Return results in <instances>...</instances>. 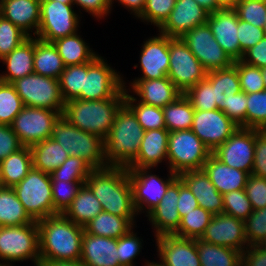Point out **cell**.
Returning a JSON list of instances; mask_svg holds the SVG:
<instances>
[{
    "label": "cell",
    "mask_w": 266,
    "mask_h": 266,
    "mask_svg": "<svg viewBox=\"0 0 266 266\" xmlns=\"http://www.w3.org/2000/svg\"><path fill=\"white\" fill-rule=\"evenodd\" d=\"M266 253V239H264L260 244L257 245Z\"/></svg>",
    "instance_id": "cell-70"
},
{
    "label": "cell",
    "mask_w": 266,
    "mask_h": 266,
    "mask_svg": "<svg viewBox=\"0 0 266 266\" xmlns=\"http://www.w3.org/2000/svg\"><path fill=\"white\" fill-rule=\"evenodd\" d=\"M261 72L263 75V81H264V85H265V89H266V67L265 68H261Z\"/></svg>",
    "instance_id": "cell-71"
},
{
    "label": "cell",
    "mask_w": 266,
    "mask_h": 266,
    "mask_svg": "<svg viewBox=\"0 0 266 266\" xmlns=\"http://www.w3.org/2000/svg\"><path fill=\"white\" fill-rule=\"evenodd\" d=\"M23 107L22 99L14 86L0 81V124L11 125Z\"/></svg>",
    "instance_id": "cell-45"
},
{
    "label": "cell",
    "mask_w": 266,
    "mask_h": 266,
    "mask_svg": "<svg viewBox=\"0 0 266 266\" xmlns=\"http://www.w3.org/2000/svg\"><path fill=\"white\" fill-rule=\"evenodd\" d=\"M73 5L54 0H41L40 24L36 38L52 43L59 38L77 33L81 20Z\"/></svg>",
    "instance_id": "cell-12"
},
{
    "label": "cell",
    "mask_w": 266,
    "mask_h": 266,
    "mask_svg": "<svg viewBox=\"0 0 266 266\" xmlns=\"http://www.w3.org/2000/svg\"><path fill=\"white\" fill-rule=\"evenodd\" d=\"M215 40L233 60H241L243 53L238 39V16L234 9H219L209 13L207 22Z\"/></svg>",
    "instance_id": "cell-22"
},
{
    "label": "cell",
    "mask_w": 266,
    "mask_h": 266,
    "mask_svg": "<svg viewBox=\"0 0 266 266\" xmlns=\"http://www.w3.org/2000/svg\"><path fill=\"white\" fill-rule=\"evenodd\" d=\"M5 65L4 73L0 74V81L12 83L13 81L34 73V36L29 37L21 45L16 47L0 62Z\"/></svg>",
    "instance_id": "cell-30"
},
{
    "label": "cell",
    "mask_w": 266,
    "mask_h": 266,
    "mask_svg": "<svg viewBox=\"0 0 266 266\" xmlns=\"http://www.w3.org/2000/svg\"><path fill=\"white\" fill-rule=\"evenodd\" d=\"M181 38L207 72L229 68L234 64L215 40L207 23L190 29Z\"/></svg>",
    "instance_id": "cell-15"
},
{
    "label": "cell",
    "mask_w": 266,
    "mask_h": 266,
    "mask_svg": "<svg viewBox=\"0 0 266 266\" xmlns=\"http://www.w3.org/2000/svg\"><path fill=\"white\" fill-rule=\"evenodd\" d=\"M129 87L136 94L137 101L163 108L175 101L183 93L173 84L168 76L159 79L134 80Z\"/></svg>",
    "instance_id": "cell-24"
},
{
    "label": "cell",
    "mask_w": 266,
    "mask_h": 266,
    "mask_svg": "<svg viewBox=\"0 0 266 266\" xmlns=\"http://www.w3.org/2000/svg\"><path fill=\"white\" fill-rule=\"evenodd\" d=\"M144 132L133 111L124 103L104 140L106 165L127 167L138 155Z\"/></svg>",
    "instance_id": "cell-3"
},
{
    "label": "cell",
    "mask_w": 266,
    "mask_h": 266,
    "mask_svg": "<svg viewBox=\"0 0 266 266\" xmlns=\"http://www.w3.org/2000/svg\"><path fill=\"white\" fill-rule=\"evenodd\" d=\"M85 184L100 201L103 211L127 218L135 225L137 213L126 167L94 169Z\"/></svg>",
    "instance_id": "cell-1"
},
{
    "label": "cell",
    "mask_w": 266,
    "mask_h": 266,
    "mask_svg": "<svg viewBox=\"0 0 266 266\" xmlns=\"http://www.w3.org/2000/svg\"><path fill=\"white\" fill-rule=\"evenodd\" d=\"M126 83L119 72L97 55L91 62L84 63V89L80 100L125 98Z\"/></svg>",
    "instance_id": "cell-9"
},
{
    "label": "cell",
    "mask_w": 266,
    "mask_h": 266,
    "mask_svg": "<svg viewBox=\"0 0 266 266\" xmlns=\"http://www.w3.org/2000/svg\"><path fill=\"white\" fill-rule=\"evenodd\" d=\"M201 266H241V252L196 239Z\"/></svg>",
    "instance_id": "cell-39"
},
{
    "label": "cell",
    "mask_w": 266,
    "mask_h": 266,
    "mask_svg": "<svg viewBox=\"0 0 266 266\" xmlns=\"http://www.w3.org/2000/svg\"><path fill=\"white\" fill-rule=\"evenodd\" d=\"M34 220L18 200L13 187H0V227L21 226L33 223Z\"/></svg>",
    "instance_id": "cell-38"
},
{
    "label": "cell",
    "mask_w": 266,
    "mask_h": 266,
    "mask_svg": "<svg viewBox=\"0 0 266 266\" xmlns=\"http://www.w3.org/2000/svg\"><path fill=\"white\" fill-rule=\"evenodd\" d=\"M65 66L91 62L97 55L78 32L52 42Z\"/></svg>",
    "instance_id": "cell-36"
},
{
    "label": "cell",
    "mask_w": 266,
    "mask_h": 266,
    "mask_svg": "<svg viewBox=\"0 0 266 266\" xmlns=\"http://www.w3.org/2000/svg\"><path fill=\"white\" fill-rule=\"evenodd\" d=\"M94 169L83 159L69 156L61 166L50 173L51 180L85 182Z\"/></svg>",
    "instance_id": "cell-44"
},
{
    "label": "cell",
    "mask_w": 266,
    "mask_h": 266,
    "mask_svg": "<svg viewBox=\"0 0 266 266\" xmlns=\"http://www.w3.org/2000/svg\"><path fill=\"white\" fill-rule=\"evenodd\" d=\"M134 227L135 225L127 218L102 211L84 225V231L92 235L118 239Z\"/></svg>",
    "instance_id": "cell-37"
},
{
    "label": "cell",
    "mask_w": 266,
    "mask_h": 266,
    "mask_svg": "<svg viewBox=\"0 0 266 266\" xmlns=\"http://www.w3.org/2000/svg\"><path fill=\"white\" fill-rule=\"evenodd\" d=\"M114 1H118L123 7L125 6L124 8L131 11V14L133 13L137 19L142 14L146 4V0H110L111 6H113Z\"/></svg>",
    "instance_id": "cell-65"
},
{
    "label": "cell",
    "mask_w": 266,
    "mask_h": 266,
    "mask_svg": "<svg viewBox=\"0 0 266 266\" xmlns=\"http://www.w3.org/2000/svg\"><path fill=\"white\" fill-rule=\"evenodd\" d=\"M28 38L27 34L0 15V60Z\"/></svg>",
    "instance_id": "cell-48"
},
{
    "label": "cell",
    "mask_w": 266,
    "mask_h": 266,
    "mask_svg": "<svg viewBox=\"0 0 266 266\" xmlns=\"http://www.w3.org/2000/svg\"><path fill=\"white\" fill-rule=\"evenodd\" d=\"M200 239L240 252L249 246L244 221L226 213L214 215Z\"/></svg>",
    "instance_id": "cell-18"
},
{
    "label": "cell",
    "mask_w": 266,
    "mask_h": 266,
    "mask_svg": "<svg viewBox=\"0 0 266 266\" xmlns=\"http://www.w3.org/2000/svg\"><path fill=\"white\" fill-rule=\"evenodd\" d=\"M136 234L132 228L126 235L117 239V253L121 266H135L134 260L143 247V240Z\"/></svg>",
    "instance_id": "cell-53"
},
{
    "label": "cell",
    "mask_w": 266,
    "mask_h": 266,
    "mask_svg": "<svg viewBox=\"0 0 266 266\" xmlns=\"http://www.w3.org/2000/svg\"><path fill=\"white\" fill-rule=\"evenodd\" d=\"M249 246H257L266 239V207L253 212L244 221Z\"/></svg>",
    "instance_id": "cell-55"
},
{
    "label": "cell",
    "mask_w": 266,
    "mask_h": 266,
    "mask_svg": "<svg viewBox=\"0 0 266 266\" xmlns=\"http://www.w3.org/2000/svg\"><path fill=\"white\" fill-rule=\"evenodd\" d=\"M60 116L58 111L24 106L10 126L23 146L32 147L51 137Z\"/></svg>",
    "instance_id": "cell-14"
},
{
    "label": "cell",
    "mask_w": 266,
    "mask_h": 266,
    "mask_svg": "<svg viewBox=\"0 0 266 266\" xmlns=\"http://www.w3.org/2000/svg\"><path fill=\"white\" fill-rule=\"evenodd\" d=\"M27 107H38L58 111L63 115L65 102L59 80L36 73L19 78L11 83Z\"/></svg>",
    "instance_id": "cell-10"
},
{
    "label": "cell",
    "mask_w": 266,
    "mask_h": 266,
    "mask_svg": "<svg viewBox=\"0 0 266 266\" xmlns=\"http://www.w3.org/2000/svg\"><path fill=\"white\" fill-rule=\"evenodd\" d=\"M22 147L11 126L0 124V162Z\"/></svg>",
    "instance_id": "cell-60"
},
{
    "label": "cell",
    "mask_w": 266,
    "mask_h": 266,
    "mask_svg": "<svg viewBox=\"0 0 266 266\" xmlns=\"http://www.w3.org/2000/svg\"><path fill=\"white\" fill-rule=\"evenodd\" d=\"M246 93L240 91L229 100V107H225L224 113L239 127L246 128Z\"/></svg>",
    "instance_id": "cell-58"
},
{
    "label": "cell",
    "mask_w": 266,
    "mask_h": 266,
    "mask_svg": "<svg viewBox=\"0 0 266 266\" xmlns=\"http://www.w3.org/2000/svg\"><path fill=\"white\" fill-rule=\"evenodd\" d=\"M240 80L241 91L254 93L265 90L261 68L248 65L241 60L234 61Z\"/></svg>",
    "instance_id": "cell-52"
},
{
    "label": "cell",
    "mask_w": 266,
    "mask_h": 266,
    "mask_svg": "<svg viewBox=\"0 0 266 266\" xmlns=\"http://www.w3.org/2000/svg\"><path fill=\"white\" fill-rule=\"evenodd\" d=\"M168 78L184 94L207 76V71L182 38L169 37Z\"/></svg>",
    "instance_id": "cell-13"
},
{
    "label": "cell",
    "mask_w": 266,
    "mask_h": 266,
    "mask_svg": "<svg viewBox=\"0 0 266 266\" xmlns=\"http://www.w3.org/2000/svg\"><path fill=\"white\" fill-rule=\"evenodd\" d=\"M40 3L41 0H0V15L29 37H36L40 24Z\"/></svg>",
    "instance_id": "cell-25"
},
{
    "label": "cell",
    "mask_w": 266,
    "mask_h": 266,
    "mask_svg": "<svg viewBox=\"0 0 266 266\" xmlns=\"http://www.w3.org/2000/svg\"><path fill=\"white\" fill-rule=\"evenodd\" d=\"M85 182H67L63 180H51L52 201L54 210L58 214H63L71 205L79 189Z\"/></svg>",
    "instance_id": "cell-47"
},
{
    "label": "cell",
    "mask_w": 266,
    "mask_h": 266,
    "mask_svg": "<svg viewBox=\"0 0 266 266\" xmlns=\"http://www.w3.org/2000/svg\"><path fill=\"white\" fill-rule=\"evenodd\" d=\"M222 198L223 213L245 221L253 212L251 202L246 195L245 189L225 193L222 195Z\"/></svg>",
    "instance_id": "cell-50"
},
{
    "label": "cell",
    "mask_w": 266,
    "mask_h": 266,
    "mask_svg": "<svg viewBox=\"0 0 266 266\" xmlns=\"http://www.w3.org/2000/svg\"><path fill=\"white\" fill-rule=\"evenodd\" d=\"M241 61L254 67L265 68L266 67V37L260 40L255 46L248 49L244 53Z\"/></svg>",
    "instance_id": "cell-62"
},
{
    "label": "cell",
    "mask_w": 266,
    "mask_h": 266,
    "mask_svg": "<svg viewBox=\"0 0 266 266\" xmlns=\"http://www.w3.org/2000/svg\"><path fill=\"white\" fill-rule=\"evenodd\" d=\"M34 73L59 79L65 65L53 43L34 37Z\"/></svg>",
    "instance_id": "cell-34"
},
{
    "label": "cell",
    "mask_w": 266,
    "mask_h": 266,
    "mask_svg": "<svg viewBox=\"0 0 266 266\" xmlns=\"http://www.w3.org/2000/svg\"><path fill=\"white\" fill-rule=\"evenodd\" d=\"M125 87V104L133 111L144 131L166 129L162 108L137 102L135 95H130Z\"/></svg>",
    "instance_id": "cell-41"
},
{
    "label": "cell",
    "mask_w": 266,
    "mask_h": 266,
    "mask_svg": "<svg viewBox=\"0 0 266 266\" xmlns=\"http://www.w3.org/2000/svg\"><path fill=\"white\" fill-rule=\"evenodd\" d=\"M176 2L177 0H146L144 10L138 18L159 28L170 15Z\"/></svg>",
    "instance_id": "cell-54"
},
{
    "label": "cell",
    "mask_w": 266,
    "mask_h": 266,
    "mask_svg": "<svg viewBox=\"0 0 266 266\" xmlns=\"http://www.w3.org/2000/svg\"><path fill=\"white\" fill-rule=\"evenodd\" d=\"M251 174L266 178V130L255 129V151Z\"/></svg>",
    "instance_id": "cell-59"
},
{
    "label": "cell",
    "mask_w": 266,
    "mask_h": 266,
    "mask_svg": "<svg viewBox=\"0 0 266 266\" xmlns=\"http://www.w3.org/2000/svg\"><path fill=\"white\" fill-rule=\"evenodd\" d=\"M169 131L153 129L144 132L137 157L126 168H153L167 161Z\"/></svg>",
    "instance_id": "cell-28"
},
{
    "label": "cell",
    "mask_w": 266,
    "mask_h": 266,
    "mask_svg": "<svg viewBox=\"0 0 266 266\" xmlns=\"http://www.w3.org/2000/svg\"><path fill=\"white\" fill-rule=\"evenodd\" d=\"M140 70L142 76L135 80L159 79L168 76L169 36L159 34L148 38L142 45Z\"/></svg>",
    "instance_id": "cell-20"
},
{
    "label": "cell",
    "mask_w": 266,
    "mask_h": 266,
    "mask_svg": "<svg viewBox=\"0 0 266 266\" xmlns=\"http://www.w3.org/2000/svg\"><path fill=\"white\" fill-rule=\"evenodd\" d=\"M178 177L197 198L199 207L213 215L223 213L222 194L216 190L203 169L184 171Z\"/></svg>",
    "instance_id": "cell-26"
},
{
    "label": "cell",
    "mask_w": 266,
    "mask_h": 266,
    "mask_svg": "<svg viewBox=\"0 0 266 266\" xmlns=\"http://www.w3.org/2000/svg\"><path fill=\"white\" fill-rule=\"evenodd\" d=\"M30 147L23 146L0 162V177L4 187H14L21 182L32 169Z\"/></svg>",
    "instance_id": "cell-32"
},
{
    "label": "cell",
    "mask_w": 266,
    "mask_h": 266,
    "mask_svg": "<svg viewBox=\"0 0 266 266\" xmlns=\"http://www.w3.org/2000/svg\"><path fill=\"white\" fill-rule=\"evenodd\" d=\"M206 79L213 86L214 102L218 109L224 112L225 107H229L232 96L241 91L237 68L232 65L229 68L207 72Z\"/></svg>",
    "instance_id": "cell-31"
},
{
    "label": "cell",
    "mask_w": 266,
    "mask_h": 266,
    "mask_svg": "<svg viewBox=\"0 0 266 266\" xmlns=\"http://www.w3.org/2000/svg\"><path fill=\"white\" fill-rule=\"evenodd\" d=\"M238 39L240 49L244 54L265 37L263 28L256 27L248 22L238 19Z\"/></svg>",
    "instance_id": "cell-57"
},
{
    "label": "cell",
    "mask_w": 266,
    "mask_h": 266,
    "mask_svg": "<svg viewBox=\"0 0 266 266\" xmlns=\"http://www.w3.org/2000/svg\"><path fill=\"white\" fill-rule=\"evenodd\" d=\"M33 168L52 173L69 157L61 145L51 137L30 147Z\"/></svg>",
    "instance_id": "cell-35"
},
{
    "label": "cell",
    "mask_w": 266,
    "mask_h": 266,
    "mask_svg": "<svg viewBox=\"0 0 266 266\" xmlns=\"http://www.w3.org/2000/svg\"><path fill=\"white\" fill-rule=\"evenodd\" d=\"M51 138L69 154L83 159L93 169L108 167L104 158V140L72 125L62 115L54 123Z\"/></svg>",
    "instance_id": "cell-5"
},
{
    "label": "cell",
    "mask_w": 266,
    "mask_h": 266,
    "mask_svg": "<svg viewBox=\"0 0 266 266\" xmlns=\"http://www.w3.org/2000/svg\"><path fill=\"white\" fill-rule=\"evenodd\" d=\"M211 154L191 129L169 133L166 163L173 173L203 169Z\"/></svg>",
    "instance_id": "cell-7"
},
{
    "label": "cell",
    "mask_w": 266,
    "mask_h": 266,
    "mask_svg": "<svg viewBox=\"0 0 266 266\" xmlns=\"http://www.w3.org/2000/svg\"><path fill=\"white\" fill-rule=\"evenodd\" d=\"M246 96V128L266 130V89Z\"/></svg>",
    "instance_id": "cell-46"
},
{
    "label": "cell",
    "mask_w": 266,
    "mask_h": 266,
    "mask_svg": "<svg viewBox=\"0 0 266 266\" xmlns=\"http://www.w3.org/2000/svg\"><path fill=\"white\" fill-rule=\"evenodd\" d=\"M0 266L32 260L39 266V230L37 221L21 226L0 227ZM4 261V262H3Z\"/></svg>",
    "instance_id": "cell-6"
},
{
    "label": "cell",
    "mask_w": 266,
    "mask_h": 266,
    "mask_svg": "<svg viewBox=\"0 0 266 266\" xmlns=\"http://www.w3.org/2000/svg\"><path fill=\"white\" fill-rule=\"evenodd\" d=\"M220 9H234L240 0H215Z\"/></svg>",
    "instance_id": "cell-68"
},
{
    "label": "cell",
    "mask_w": 266,
    "mask_h": 266,
    "mask_svg": "<svg viewBox=\"0 0 266 266\" xmlns=\"http://www.w3.org/2000/svg\"><path fill=\"white\" fill-rule=\"evenodd\" d=\"M102 211L100 201L94 196L90 188L83 184L63 215L73 223L84 227Z\"/></svg>",
    "instance_id": "cell-33"
},
{
    "label": "cell",
    "mask_w": 266,
    "mask_h": 266,
    "mask_svg": "<svg viewBox=\"0 0 266 266\" xmlns=\"http://www.w3.org/2000/svg\"><path fill=\"white\" fill-rule=\"evenodd\" d=\"M238 19L256 27L264 28L266 20V0H240L234 8Z\"/></svg>",
    "instance_id": "cell-51"
},
{
    "label": "cell",
    "mask_w": 266,
    "mask_h": 266,
    "mask_svg": "<svg viewBox=\"0 0 266 266\" xmlns=\"http://www.w3.org/2000/svg\"><path fill=\"white\" fill-rule=\"evenodd\" d=\"M213 216L211 212L197 207L181 218L180 226L173 235L181 238L199 239Z\"/></svg>",
    "instance_id": "cell-42"
},
{
    "label": "cell",
    "mask_w": 266,
    "mask_h": 266,
    "mask_svg": "<svg viewBox=\"0 0 266 266\" xmlns=\"http://www.w3.org/2000/svg\"><path fill=\"white\" fill-rule=\"evenodd\" d=\"M208 16L209 12L195 0H177L170 15L158 30L170 38H181L190 29L206 24Z\"/></svg>",
    "instance_id": "cell-19"
},
{
    "label": "cell",
    "mask_w": 266,
    "mask_h": 266,
    "mask_svg": "<svg viewBox=\"0 0 266 266\" xmlns=\"http://www.w3.org/2000/svg\"><path fill=\"white\" fill-rule=\"evenodd\" d=\"M54 1H59L62 4H73V0H54Z\"/></svg>",
    "instance_id": "cell-72"
},
{
    "label": "cell",
    "mask_w": 266,
    "mask_h": 266,
    "mask_svg": "<svg viewBox=\"0 0 266 266\" xmlns=\"http://www.w3.org/2000/svg\"><path fill=\"white\" fill-rule=\"evenodd\" d=\"M199 207L197 198L189 190L188 186L179 178V198L177 209L180 218Z\"/></svg>",
    "instance_id": "cell-63"
},
{
    "label": "cell",
    "mask_w": 266,
    "mask_h": 266,
    "mask_svg": "<svg viewBox=\"0 0 266 266\" xmlns=\"http://www.w3.org/2000/svg\"><path fill=\"white\" fill-rule=\"evenodd\" d=\"M58 80L65 103L80 99V93L84 89V64L65 66Z\"/></svg>",
    "instance_id": "cell-43"
},
{
    "label": "cell",
    "mask_w": 266,
    "mask_h": 266,
    "mask_svg": "<svg viewBox=\"0 0 266 266\" xmlns=\"http://www.w3.org/2000/svg\"><path fill=\"white\" fill-rule=\"evenodd\" d=\"M227 115L219 110H195L191 130L199 137L205 146L215 151L238 128Z\"/></svg>",
    "instance_id": "cell-17"
},
{
    "label": "cell",
    "mask_w": 266,
    "mask_h": 266,
    "mask_svg": "<svg viewBox=\"0 0 266 266\" xmlns=\"http://www.w3.org/2000/svg\"><path fill=\"white\" fill-rule=\"evenodd\" d=\"M245 192L253 210L266 207V178L250 174L246 181Z\"/></svg>",
    "instance_id": "cell-56"
},
{
    "label": "cell",
    "mask_w": 266,
    "mask_h": 266,
    "mask_svg": "<svg viewBox=\"0 0 266 266\" xmlns=\"http://www.w3.org/2000/svg\"><path fill=\"white\" fill-rule=\"evenodd\" d=\"M241 266H266V253L258 246H248L241 252Z\"/></svg>",
    "instance_id": "cell-64"
},
{
    "label": "cell",
    "mask_w": 266,
    "mask_h": 266,
    "mask_svg": "<svg viewBox=\"0 0 266 266\" xmlns=\"http://www.w3.org/2000/svg\"><path fill=\"white\" fill-rule=\"evenodd\" d=\"M152 168H127L136 213L148 215L159 205L168 187L178 178L169 170L168 179L152 174ZM145 210V211H143ZM143 211V212H142Z\"/></svg>",
    "instance_id": "cell-11"
},
{
    "label": "cell",
    "mask_w": 266,
    "mask_h": 266,
    "mask_svg": "<svg viewBox=\"0 0 266 266\" xmlns=\"http://www.w3.org/2000/svg\"><path fill=\"white\" fill-rule=\"evenodd\" d=\"M124 103L125 98L73 99L65 103L62 116L78 129L95 134L105 140L114 123L117 111Z\"/></svg>",
    "instance_id": "cell-4"
},
{
    "label": "cell",
    "mask_w": 266,
    "mask_h": 266,
    "mask_svg": "<svg viewBox=\"0 0 266 266\" xmlns=\"http://www.w3.org/2000/svg\"><path fill=\"white\" fill-rule=\"evenodd\" d=\"M201 7L209 13L215 12L220 8L216 5L215 0H195Z\"/></svg>",
    "instance_id": "cell-67"
},
{
    "label": "cell",
    "mask_w": 266,
    "mask_h": 266,
    "mask_svg": "<svg viewBox=\"0 0 266 266\" xmlns=\"http://www.w3.org/2000/svg\"><path fill=\"white\" fill-rule=\"evenodd\" d=\"M40 261H76L81 257L84 227L63 214L37 221Z\"/></svg>",
    "instance_id": "cell-2"
},
{
    "label": "cell",
    "mask_w": 266,
    "mask_h": 266,
    "mask_svg": "<svg viewBox=\"0 0 266 266\" xmlns=\"http://www.w3.org/2000/svg\"><path fill=\"white\" fill-rule=\"evenodd\" d=\"M179 198V177L168 187L157 207L146 217L155 229V237L173 235L179 228L181 218L177 209Z\"/></svg>",
    "instance_id": "cell-23"
},
{
    "label": "cell",
    "mask_w": 266,
    "mask_h": 266,
    "mask_svg": "<svg viewBox=\"0 0 266 266\" xmlns=\"http://www.w3.org/2000/svg\"><path fill=\"white\" fill-rule=\"evenodd\" d=\"M162 110L166 129L169 132L191 129L195 109L184 94L163 107Z\"/></svg>",
    "instance_id": "cell-40"
},
{
    "label": "cell",
    "mask_w": 266,
    "mask_h": 266,
    "mask_svg": "<svg viewBox=\"0 0 266 266\" xmlns=\"http://www.w3.org/2000/svg\"><path fill=\"white\" fill-rule=\"evenodd\" d=\"M203 170L216 187V190L222 195L245 189L246 181L249 176L247 172L229 167L222 163L213 154L208 157V160L203 166Z\"/></svg>",
    "instance_id": "cell-29"
},
{
    "label": "cell",
    "mask_w": 266,
    "mask_h": 266,
    "mask_svg": "<svg viewBox=\"0 0 266 266\" xmlns=\"http://www.w3.org/2000/svg\"><path fill=\"white\" fill-rule=\"evenodd\" d=\"M158 263L162 266H201L196 239L175 235L156 237Z\"/></svg>",
    "instance_id": "cell-21"
},
{
    "label": "cell",
    "mask_w": 266,
    "mask_h": 266,
    "mask_svg": "<svg viewBox=\"0 0 266 266\" xmlns=\"http://www.w3.org/2000/svg\"><path fill=\"white\" fill-rule=\"evenodd\" d=\"M184 95L195 110L212 111L218 109L216 102H214L213 86L206 78L189 88Z\"/></svg>",
    "instance_id": "cell-49"
},
{
    "label": "cell",
    "mask_w": 266,
    "mask_h": 266,
    "mask_svg": "<svg viewBox=\"0 0 266 266\" xmlns=\"http://www.w3.org/2000/svg\"><path fill=\"white\" fill-rule=\"evenodd\" d=\"M255 151V129L238 127L212 154L229 167L252 172Z\"/></svg>",
    "instance_id": "cell-16"
},
{
    "label": "cell",
    "mask_w": 266,
    "mask_h": 266,
    "mask_svg": "<svg viewBox=\"0 0 266 266\" xmlns=\"http://www.w3.org/2000/svg\"><path fill=\"white\" fill-rule=\"evenodd\" d=\"M263 30H264L265 37H266V20H265V25H264V28H263Z\"/></svg>",
    "instance_id": "cell-73"
},
{
    "label": "cell",
    "mask_w": 266,
    "mask_h": 266,
    "mask_svg": "<svg viewBox=\"0 0 266 266\" xmlns=\"http://www.w3.org/2000/svg\"><path fill=\"white\" fill-rule=\"evenodd\" d=\"M80 260L85 266H121L117 253V239L84 231Z\"/></svg>",
    "instance_id": "cell-27"
},
{
    "label": "cell",
    "mask_w": 266,
    "mask_h": 266,
    "mask_svg": "<svg viewBox=\"0 0 266 266\" xmlns=\"http://www.w3.org/2000/svg\"><path fill=\"white\" fill-rule=\"evenodd\" d=\"M39 266H85L81 260L76 261H40Z\"/></svg>",
    "instance_id": "cell-66"
},
{
    "label": "cell",
    "mask_w": 266,
    "mask_h": 266,
    "mask_svg": "<svg viewBox=\"0 0 266 266\" xmlns=\"http://www.w3.org/2000/svg\"><path fill=\"white\" fill-rule=\"evenodd\" d=\"M73 4L99 20L106 17L113 10L110 0H73Z\"/></svg>",
    "instance_id": "cell-61"
},
{
    "label": "cell",
    "mask_w": 266,
    "mask_h": 266,
    "mask_svg": "<svg viewBox=\"0 0 266 266\" xmlns=\"http://www.w3.org/2000/svg\"><path fill=\"white\" fill-rule=\"evenodd\" d=\"M144 266H162V265H160L158 262L157 263L154 262L153 260L152 262L151 261L149 262L148 260H146Z\"/></svg>",
    "instance_id": "cell-69"
},
{
    "label": "cell",
    "mask_w": 266,
    "mask_h": 266,
    "mask_svg": "<svg viewBox=\"0 0 266 266\" xmlns=\"http://www.w3.org/2000/svg\"><path fill=\"white\" fill-rule=\"evenodd\" d=\"M13 189L18 200L34 221L58 215L54 210L52 201L51 176L49 173L32 167L28 175Z\"/></svg>",
    "instance_id": "cell-8"
}]
</instances>
